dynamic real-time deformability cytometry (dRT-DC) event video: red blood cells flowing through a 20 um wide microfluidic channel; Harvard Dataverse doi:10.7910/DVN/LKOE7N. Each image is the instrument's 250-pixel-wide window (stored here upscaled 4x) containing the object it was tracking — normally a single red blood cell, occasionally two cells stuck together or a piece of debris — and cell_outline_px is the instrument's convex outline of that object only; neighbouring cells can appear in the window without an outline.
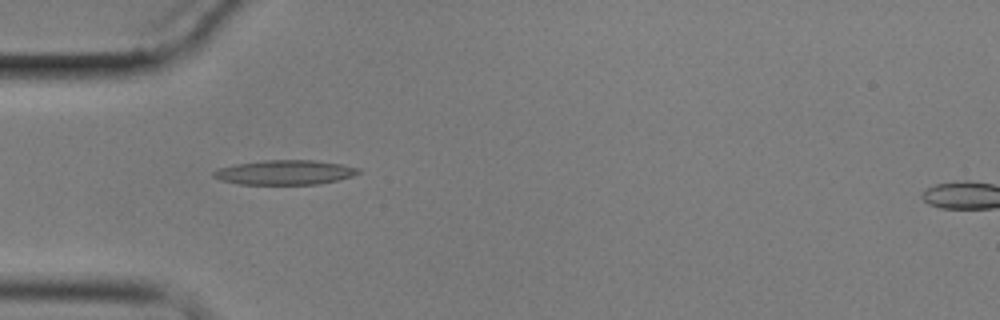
{"species": "common noctule bat (a hibernating species)", "species_latin": "Nyctalus noctula", "temperature_condition": "cold", "stored_images_in_passage": 4, "camera_frame_rate_fps": 3000, "um_per_image_px": 0.085, "animal": {"sex": "male", "body_mass_g": 17.9}, "frame": {"image": 1, "passage_image": 3, "time_ms": 5.333, "image_size_px": [1000, 320], "cell_outline_px": [[360, 172], [352, 176], [340, 180], [320, 184], [236, 184], [220, 180], [212, 176], [212, 172], [216, 168], [236, 164], [264, 160], [312, 160], [340, 164], [360, 168]], "centroid_in_image_um": [24.18, 14.66], "position_along_channel_um": 60.8, "area_um2": 20.87}}
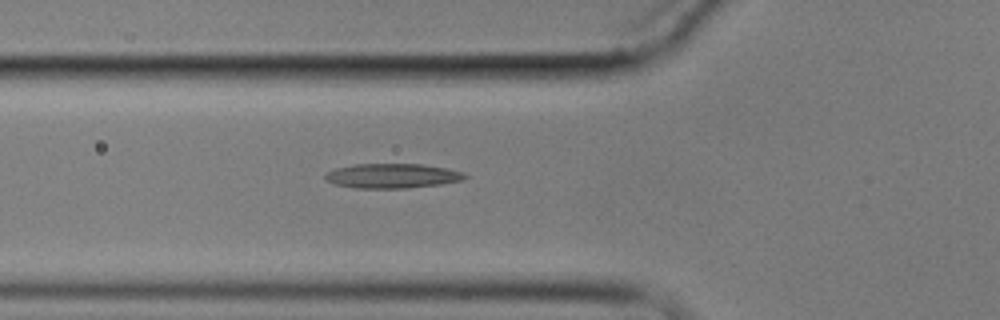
{"frame": {"image": 2, "passage_image": 4, "time_ms": 6.333, "image_size_px": [1000, 320], "cell_outline_px": [[468, 176], [464, 180], [440, 184], [408, 188], [352, 188], [336, 184], [324, 180], [324, 176], [328, 172], [336, 168], [356, 164], [420, 164], [448, 168], [464, 172]], "centroid_in_image_um": [33.37, 14.95], "position_along_channel_um": 92.4, "area_um2": 20.11}}